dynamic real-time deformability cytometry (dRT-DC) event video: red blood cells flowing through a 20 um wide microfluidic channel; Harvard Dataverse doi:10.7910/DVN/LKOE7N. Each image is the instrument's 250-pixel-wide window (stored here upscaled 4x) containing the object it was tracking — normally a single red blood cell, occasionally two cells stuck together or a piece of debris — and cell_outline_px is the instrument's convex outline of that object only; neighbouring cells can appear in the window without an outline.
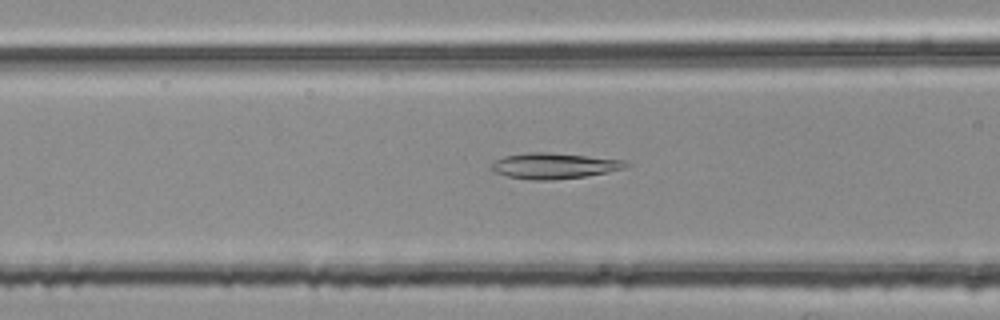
{"species": "common noctule bat (a hibernating species)", "species_latin": "Nyctalus noctula", "temperature_condition": "room temperature", "stored_images_in_passage": 36, "camera_frame_rate_fps": 3000, "um_per_image_px": 0.085, "animal": {"sex": "female", "body_mass_g": 25.1}, "frame": {"image": 1, "passage_image": 8, "time_ms": 2.333, "image_size_px": [1000, 320], "cell_outline_px": [[628, 164], [624, 168], [584, 176], [548, 180], [536, 180], [508, 176], [496, 172], [488, 168], [496, 160], [504, 156], [528, 152], [548, 152], [624, 160]], "centroid_in_image_um": [47.04, 14.08], "position_along_channel_um": 119.6, "area_um2": 19.71}}
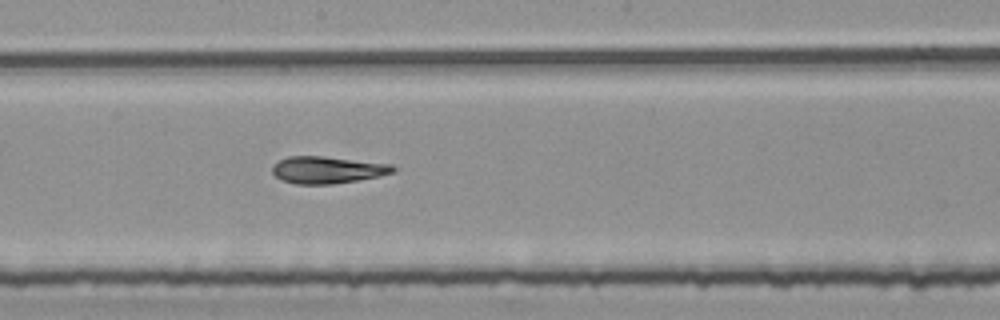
{"frame": {"image": 2, "passage_image": 16, "time_ms": 5.0, "image_size_px": [1000, 320], "cell_outline_px": [[396, 168], [392, 172], [376, 176], [356, 180], [332, 184], [296, 184], [280, 180], [272, 172], [272, 164], [288, 156], [324, 156], [392, 164]], "centroid_in_image_um": [27.77, 14.43], "position_along_channel_um": 220.4, "area_um2": 18.9}}
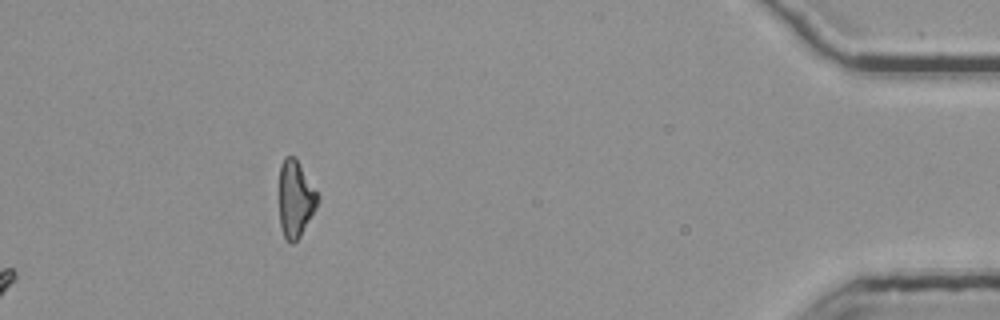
{"frame": {"image": 3, "passage_image": 36, "time_ms": 11.667, "image_size_px": [1000, 320], "cell_outline_px": [[320, 196], [316, 208], [300, 236], [292, 244], [288, 244], [284, 236], [280, 224], [280, 164], [284, 156], [296, 156]], "centroid_in_image_um": [25.13, 16.87], "position_along_channel_um": 410.1, "area_um2": 17.34}, "authors_computed_cell_mechanics": {"area_um2": 18.8428, "velocity_mm_per_s": 3.773, "shape_relaxation_time_tau1_ms": null, "shape_relaxation_time_tau2_ms": 4.78, "deformation_change_tau1": null, "deformation_change_tau2": 0.1474}}